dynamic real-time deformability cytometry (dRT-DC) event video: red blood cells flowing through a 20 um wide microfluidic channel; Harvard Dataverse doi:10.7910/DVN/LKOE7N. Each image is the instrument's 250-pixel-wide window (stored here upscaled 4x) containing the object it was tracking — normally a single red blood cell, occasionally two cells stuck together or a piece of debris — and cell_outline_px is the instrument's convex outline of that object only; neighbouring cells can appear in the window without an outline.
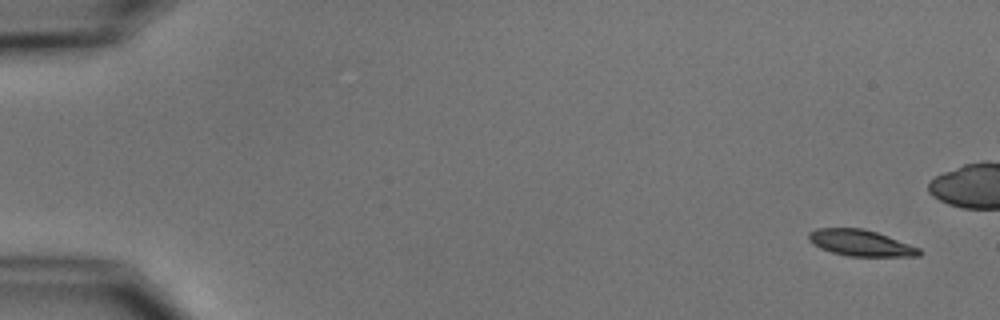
{"species": "common noctule bat (a hibernating species)", "species_latin": "Nyctalus noctula", "temperature_condition": "cold", "stored_images_in_passage": 6, "camera_frame_rate_fps": 3000, "um_per_image_px": 0.085, "animal": {"sex": "male", "body_mass_g": 15.6}, "frame": {"image": 1, "passage_image": 1, "time_ms": 0.0, "image_size_px": [1000, 320], "cell_outline_px": [[924, 252], [920, 256], [848, 256], [832, 252], [820, 248], [812, 244], [808, 240], [808, 232], [816, 228], [864, 228], [888, 236], [920, 248]], "centroid_in_image_um": [73.14, 20.65], "position_along_channel_um": 11.9, "area_um2": 16.99}}